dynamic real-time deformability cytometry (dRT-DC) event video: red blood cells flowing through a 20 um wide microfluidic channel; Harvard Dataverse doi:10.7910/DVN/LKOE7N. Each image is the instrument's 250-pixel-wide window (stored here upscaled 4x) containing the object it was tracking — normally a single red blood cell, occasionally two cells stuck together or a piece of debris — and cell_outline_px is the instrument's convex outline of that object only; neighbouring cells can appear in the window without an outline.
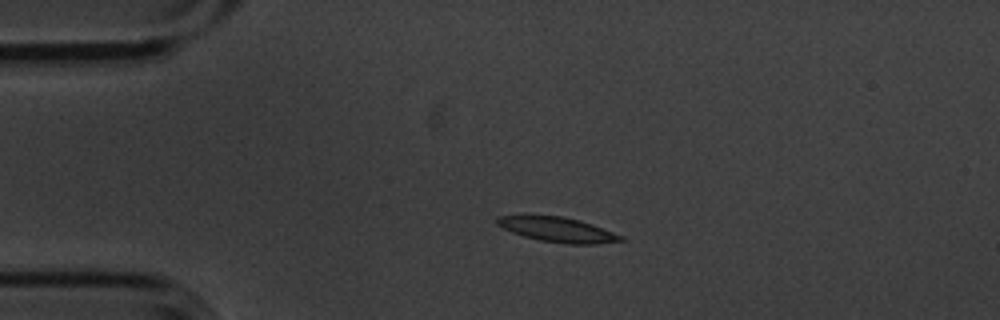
{"species": "common noctule bat (a hibernating species)", "species_latin": "Nyctalus noctula", "temperature_condition": "cold", "stored_images_in_passage": 2, "camera_frame_rate_fps": 3000, "um_per_image_px": 0.085, "animal": {"sex": "male", "body_mass_g": 20.1, "forearm_length_mm": 53.5}, "frame": {"image": 1, "passage_image": 1, "time_ms": 0.0, "image_size_px": [1000, 320], "cell_outline_px": [[628, 240], [596, 244], [568, 244], [540, 240], [524, 236], [512, 232], [496, 224], [496, 216], [528, 212], [564, 216], [580, 220], [592, 224], [624, 236]], "centroid_in_image_um": [47.33, 19.46], "position_along_channel_um": 37.7, "area_um2": 18.79}}